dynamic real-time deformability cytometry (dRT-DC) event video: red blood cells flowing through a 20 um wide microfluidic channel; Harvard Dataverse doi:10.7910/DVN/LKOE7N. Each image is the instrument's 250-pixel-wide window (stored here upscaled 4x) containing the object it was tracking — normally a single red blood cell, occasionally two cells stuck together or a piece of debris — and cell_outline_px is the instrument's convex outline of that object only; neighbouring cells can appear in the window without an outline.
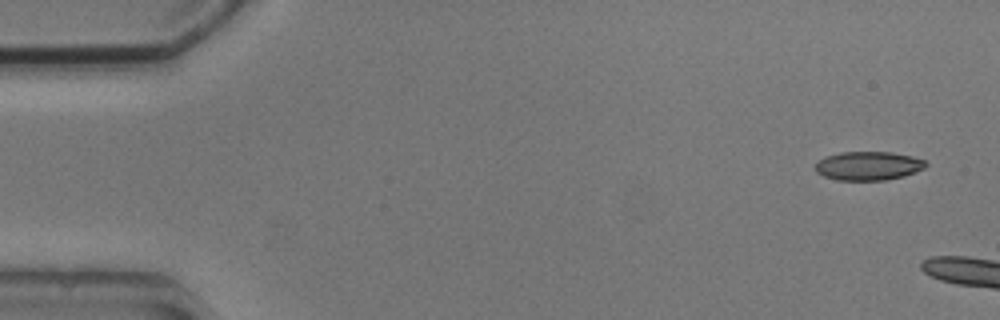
{"species": "common noctule bat (a hibernating species)", "species_latin": "Nyctalus noctula", "temperature_condition": "cold", "stored_images_in_passage": 2, "camera_frame_rate_fps": 3000, "um_per_image_px": 0.085, "animal": {"sex": "male", "body_mass_g": 20.5, "forearm_length_mm": 52.5}, "frame": {"image": 1, "passage_image": 2, "time_ms": 1.333, "image_size_px": [1000, 320], "cell_outline_px": [[928, 164], [924, 168], [904, 176], [884, 180], [836, 180], [824, 176], [816, 172], [816, 164], [824, 156], [840, 152], [892, 152], [912, 156], [924, 160]], "centroid_in_image_um": [73.8, 14.09], "position_along_channel_um": 11.2, "area_um2": 18.5}}